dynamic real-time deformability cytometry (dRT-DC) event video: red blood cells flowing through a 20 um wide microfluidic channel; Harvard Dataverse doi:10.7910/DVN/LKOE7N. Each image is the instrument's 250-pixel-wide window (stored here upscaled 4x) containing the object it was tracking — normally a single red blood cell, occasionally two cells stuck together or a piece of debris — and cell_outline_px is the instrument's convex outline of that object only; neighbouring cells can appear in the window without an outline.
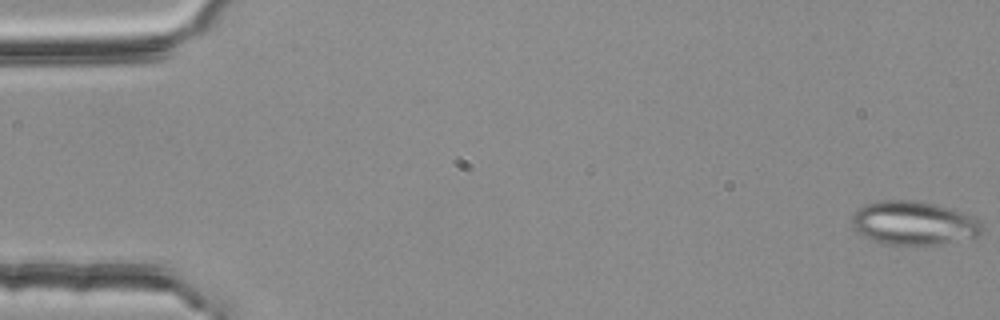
{"species": "common noctule bat (a hibernating species)", "species_latin": "Nyctalus noctula", "temperature_condition": "room temperature", "stored_images_in_passage": 55, "camera_frame_rate_fps": 3000, "um_per_image_px": 0.085, "animal": {"sex": "female", "body_mass_g": 25.1}, "frame": {"image": 1, "passage_image": 1, "time_ms": 0.0, "image_size_px": [1000, 320], "cell_outline_px": [[980, 232], [976, 236], [936, 244], [888, 244], [872, 240], [856, 232], [852, 224], [852, 216], [860, 208], [868, 204], [884, 200], [912, 200], [936, 204], [976, 216], [980, 224]], "centroid_in_image_um": [77.65, 18.95], "position_along_channel_um": 7.4, "area_um2": 32.54}}
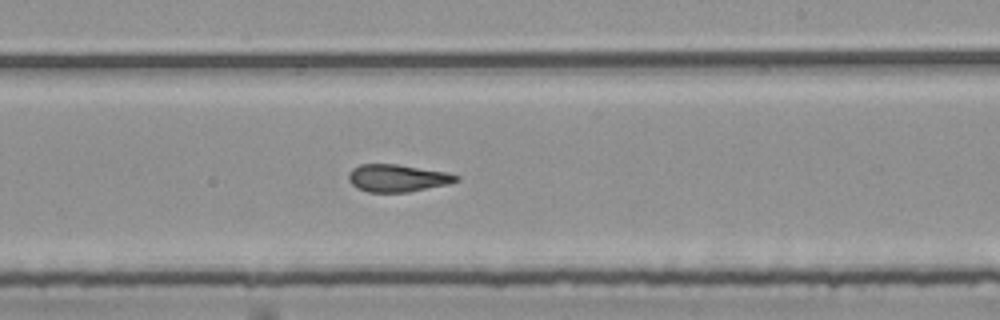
{"frame": {"image": 2, "passage_image": 33, "time_ms": 10.667, "image_size_px": [1000, 320], "cell_outline_px": [[460, 180], [448, 184], [408, 192], [368, 192], [356, 188], [348, 180], [348, 172], [352, 168], [360, 164], [396, 164], [448, 172], [460, 176]], "centroid_in_image_um": [33.77, 15.13], "position_along_channel_um": 255.2, "area_um2": 17.34}}
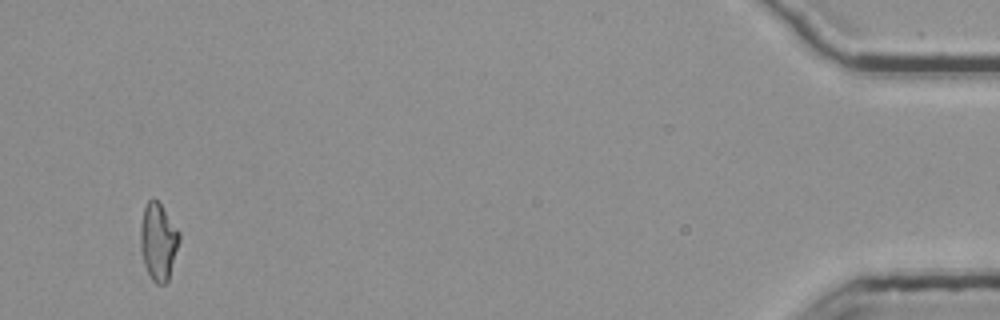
{"frame": {"image": 3, "passage_image": 53, "time_ms": 17.333, "image_size_px": [1000, 320], "cell_outline_px": [[180, 240], [168, 280], [164, 284], [156, 284], [152, 280], [144, 264], [140, 248], [140, 228], [144, 208], [148, 200], [152, 196], [160, 204], [180, 232]], "centroid_in_image_um": [13.45, 20.53], "position_along_channel_um": 421.8, "area_um2": 17.4}}